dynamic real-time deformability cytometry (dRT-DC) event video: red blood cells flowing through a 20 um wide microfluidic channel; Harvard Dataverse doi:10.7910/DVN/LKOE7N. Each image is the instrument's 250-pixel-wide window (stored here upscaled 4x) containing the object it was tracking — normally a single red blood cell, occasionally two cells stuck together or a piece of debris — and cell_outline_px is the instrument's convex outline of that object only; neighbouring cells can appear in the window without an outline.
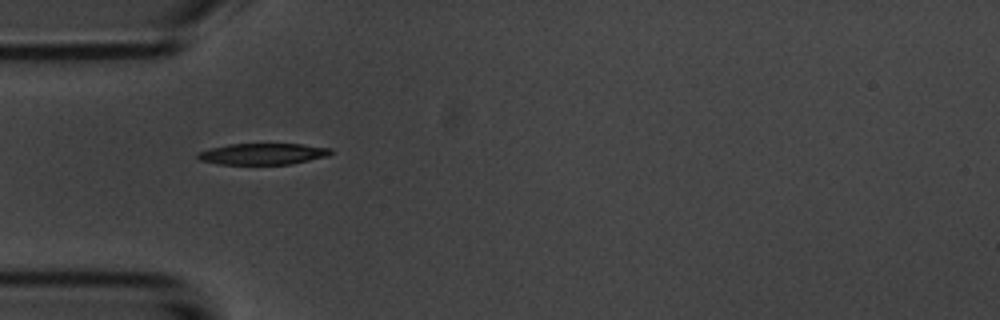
{"species": "common noctule bat (a hibernating species)", "species_latin": "Nyctalus noctula", "temperature_condition": "room temperature", "stored_images_in_passage": 39, "camera_frame_rate_fps": 3000, "um_per_image_px": 0.085, "animal": {"sex": "male", "body_mass_g": 20.1, "forearm_length_mm": 53.5}, "frame": {"image": 1, "passage_image": 1, "time_ms": 0.0, "image_size_px": [1000, 320], "cell_outline_px": [[332, 152], [328, 156], [292, 164], [220, 164], [200, 160], [196, 156], [196, 152], [228, 144], [300, 144], [332, 148]], "centroid_in_image_um": [22.34, 13.08], "position_along_channel_um": 62.7, "area_um2": 16.47}}
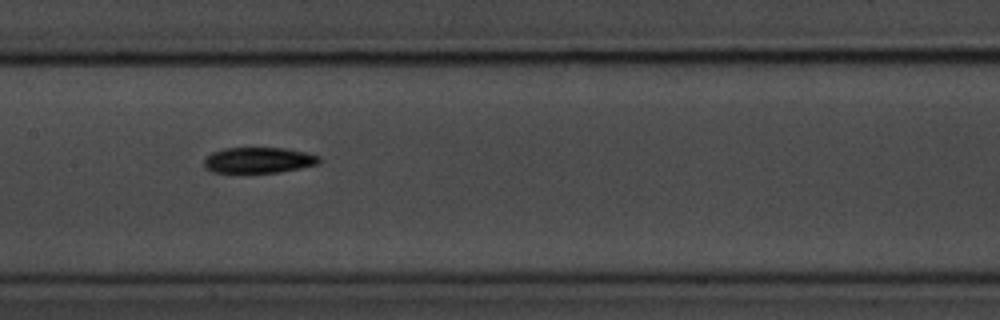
{"frame": {"image": 2, "passage_image": 11, "time_ms": 3.333, "image_size_px": [1000, 320], "cell_outline_px": [[320, 160], [316, 164], [300, 168], [276, 172], [212, 172], [204, 168], [204, 160], [212, 152], [224, 148], [284, 148], [308, 152], [320, 156]], "centroid_in_image_um": [21.97, 13.6], "position_along_channel_um": 185.4, "area_um2": 17.17}}
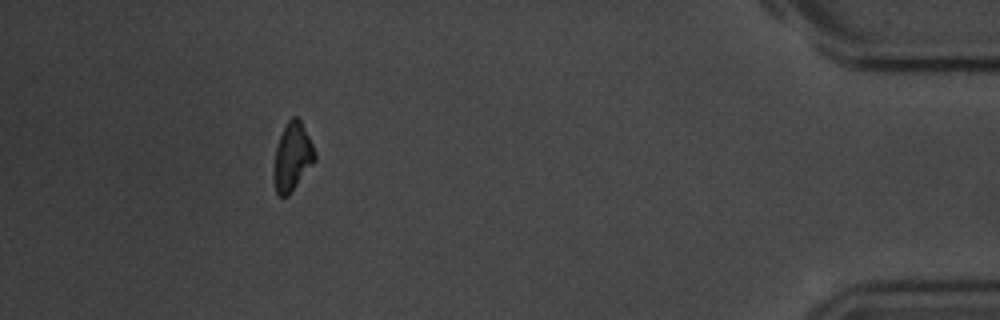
{"frame": {"image": 3, "passage_image": 34, "time_ms": 11.0, "image_size_px": [1000, 320], "cell_outline_px": [[316, 160], [288, 196], [280, 196], [276, 192], [272, 176], [272, 168], [276, 148], [280, 136], [288, 120], [292, 116], [296, 116], [300, 120], [316, 152]], "centroid_in_image_um": [24.83, 13.36], "position_along_channel_um": 410.4, "area_um2": 16.3}, "authors_computed_cell_mechanics": {"area_um2": 17.051, "velocity_mm_per_s": 3.6997, "shape_relaxation_time_tau1_ms": 3.7312, "shape_relaxation_time_tau2_ms": null, "deformation_change_tau1": 0.144, "deformation_change_tau2": null}}